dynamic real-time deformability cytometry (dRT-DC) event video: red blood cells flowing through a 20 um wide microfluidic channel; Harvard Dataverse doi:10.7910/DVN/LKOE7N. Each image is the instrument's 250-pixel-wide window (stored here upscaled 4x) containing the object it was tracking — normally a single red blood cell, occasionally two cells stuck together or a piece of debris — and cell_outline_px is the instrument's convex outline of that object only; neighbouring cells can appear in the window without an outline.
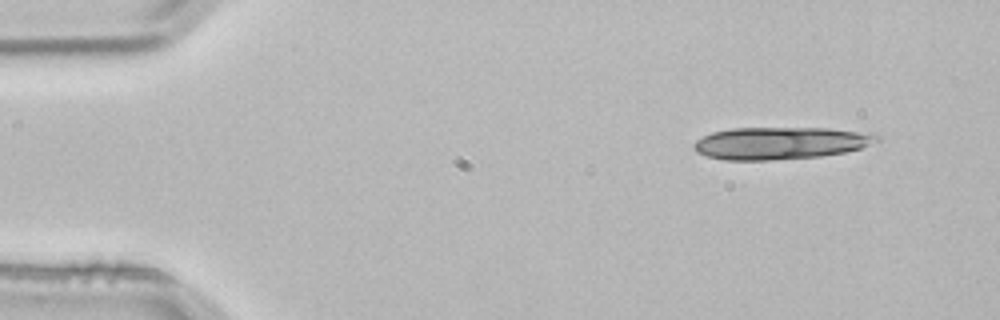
{"species": "common noctule bat (a hibernating species)", "species_latin": "Nyctalus noctula", "temperature_condition": "room temperature", "stored_images_in_passage": 3, "camera_frame_rate_fps": 3000, "um_per_image_px": 0.085, "animal": {"sex": "male", "body_mass_g": 21.5, "forearm_length_mm": 52.0}, "frame": {"image": 1, "passage_image": 1, "time_ms": 0.0, "image_size_px": [1000, 320], "cell_outline_px": [[880, 140], [860, 148], [844, 152], [820, 156], [768, 160], [724, 160], [708, 156], [696, 152], [692, 148], [692, 144], [696, 140], [712, 132], [732, 128], [828, 128], [856, 132], [880, 136]], "centroid_in_image_um": [66.25, 12.16], "position_along_channel_um": 18.8, "area_um2": 34.1}}